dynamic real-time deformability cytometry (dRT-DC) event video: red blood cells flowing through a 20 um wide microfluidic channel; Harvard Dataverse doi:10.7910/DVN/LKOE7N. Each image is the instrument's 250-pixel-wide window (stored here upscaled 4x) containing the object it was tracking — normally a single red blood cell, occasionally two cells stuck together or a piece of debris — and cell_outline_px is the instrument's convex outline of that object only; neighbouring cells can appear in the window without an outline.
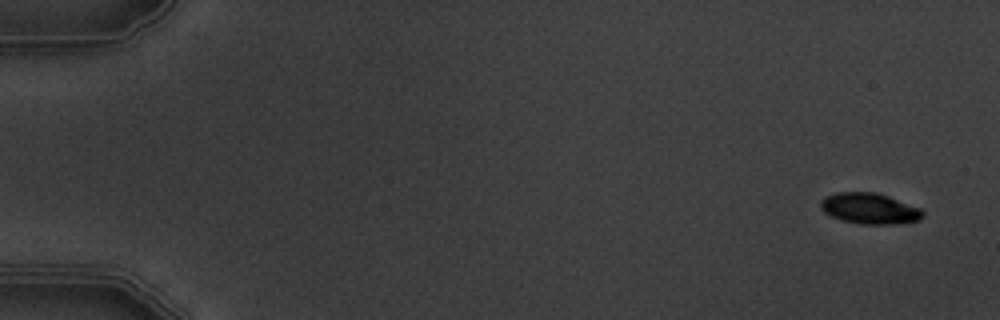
{"species": "common noctule bat (a hibernating species)", "species_latin": "Nyctalus noctula", "temperature_condition": "warm", "stored_images_in_passage": 6, "segment_of_instrument_passage": [1, 2], "camera_frame_rate_fps": 3000, "um_per_image_px": 0.085, "animal": {"sex": "male", "body_mass_g": 19.5, "forearm_length_mm": 54.6}, "frame": {"image": 1, "passage_image": 1, "time_ms": 0.0, "image_size_px": [1000, 320], "cell_outline_px": [[924, 216], [916, 220], [892, 224], [860, 224], [840, 220], [824, 212], [820, 208], [820, 200], [824, 196], [836, 192], [872, 192], [888, 196], [920, 208], [924, 212]], "centroid_in_image_um": [73.86, 17.72], "position_along_channel_um": 11.1, "area_um2": 18.32}}